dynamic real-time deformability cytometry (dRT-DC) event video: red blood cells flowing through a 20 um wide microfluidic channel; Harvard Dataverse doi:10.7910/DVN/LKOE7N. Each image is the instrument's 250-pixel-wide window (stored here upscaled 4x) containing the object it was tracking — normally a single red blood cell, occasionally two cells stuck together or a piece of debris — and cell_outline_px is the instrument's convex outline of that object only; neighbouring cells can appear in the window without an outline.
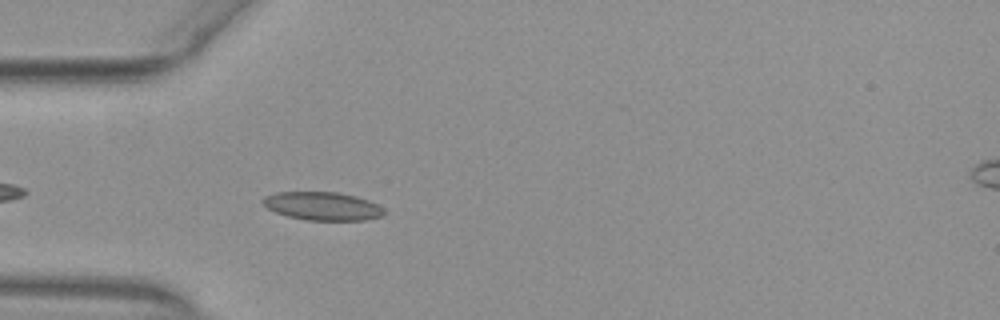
{"species": "common noctule bat (a hibernating species)", "species_latin": "Nyctalus noctula", "temperature_condition": "warm", "stored_images_in_passage": 41, "camera_frame_rate_fps": 3000, "um_per_image_px": 0.085, "animal": {"sex": "female", "body_mass_g": 29.2, "forearm_length_mm": 56.3}, "frame": {"image": 1, "passage_image": 4, "time_ms": 1.0, "image_size_px": [1000, 320], "cell_outline_px": [[384, 212], [380, 216], [364, 220], [308, 220], [288, 216], [276, 212], [260, 204], [260, 200], [264, 196], [276, 192], [336, 192], [356, 196], [368, 200], [384, 208]], "centroid_in_image_um": [27.36, 17.51], "position_along_channel_um": 57.6, "area_um2": 19.94}}
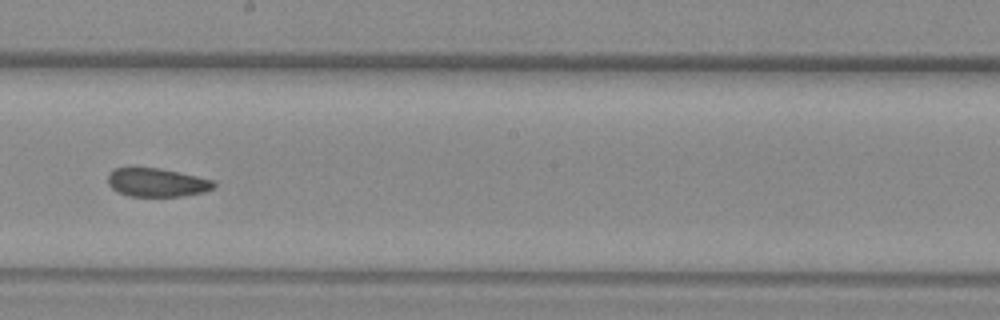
{"frame": {"image": 2, "passage_image": 18, "time_ms": 5.667, "image_size_px": [1000, 320], "cell_outline_px": [[216, 184], [212, 188], [204, 192], [180, 196], [128, 196], [112, 188], [108, 184], [108, 176], [116, 168], [156, 168], [196, 176], [212, 180]], "centroid_in_image_um": [13.33, 15.52], "position_along_channel_um": 234.9, "area_um2": 17.17}}
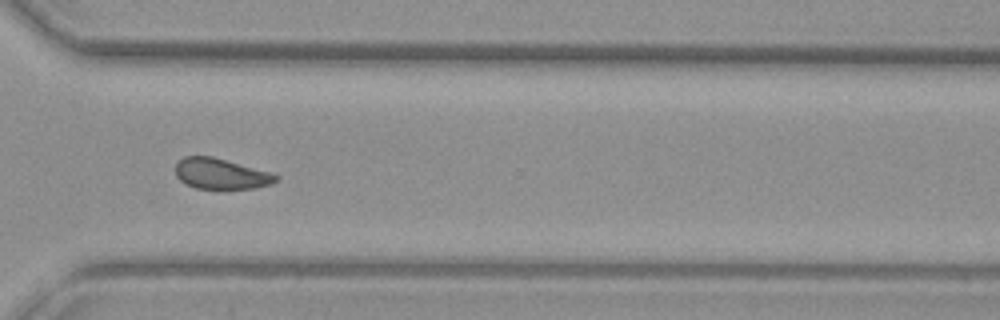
{"frame": {"image": 3, "passage_image": 27, "time_ms": 8.667, "image_size_px": [1000, 320], "cell_outline_px": [[280, 176], [272, 184], [256, 188], [196, 188], [184, 184], [176, 176], [176, 164], [184, 156], [212, 156], [268, 172]], "centroid_in_image_um": [18.75, 14.77], "position_along_channel_um": 351.9, "area_um2": 17.69}, "authors_computed_cell_mechanics": {"area_um2": 18.785, "velocity_mm_per_s": 3.8969, "shape_relaxation_time_tau1_ms": null, "shape_relaxation_time_tau2_ms": 3.44, "deformation_change_tau1": null, "deformation_change_tau2": 0.0801}}